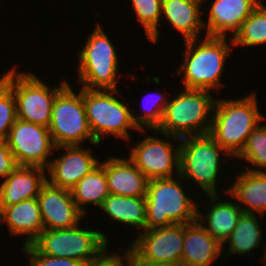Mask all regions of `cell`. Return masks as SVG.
I'll return each instance as SVG.
<instances>
[{"label":"cell","mask_w":266,"mask_h":266,"mask_svg":"<svg viewBox=\"0 0 266 266\" xmlns=\"http://www.w3.org/2000/svg\"><path fill=\"white\" fill-rule=\"evenodd\" d=\"M71 193L77 208L87 214L88 205L100 208L106 197L109 196L108 184L104 169V161L85 175L72 189Z\"/></svg>","instance_id":"26"},{"label":"cell","mask_w":266,"mask_h":266,"mask_svg":"<svg viewBox=\"0 0 266 266\" xmlns=\"http://www.w3.org/2000/svg\"><path fill=\"white\" fill-rule=\"evenodd\" d=\"M92 31L78 51V83L90 90H118L120 62L116 48L99 23Z\"/></svg>","instance_id":"6"},{"label":"cell","mask_w":266,"mask_h":266,"mask_svg":"<svg viewBox=\"0 0 266 266\" xmlns=\"http://www.w3.org/2000/svg\"><path fill=\"white\" fill-rule=\"evenodd\" d=\"M233 184L223 187L221 194L226 192L241 207L243 213L262 216L266 213V172L242 170L234 175ZM224 190V191H223ZM243 207V208H242Z\"/></svg>","instance_id":"21"},{"label":"cell","mask_w":266,"mask_h":266,"mask_svg":"<svg viewBox=\"0 0 266 266\" xmlns=\"http://www.w3.org/2000/svg\"><path fill=\"white\" fill-rule=\"evenodd\" d=\"M73 89L68 82L55 97L49 124L53 142L56 147L83 145L86 141L99 146L88 125L83 88L78 92Z\"/></svg>","instance_id":"9"},{"label":"cell","mask_w":266,"mask_h":266,"mask_svg":"<svg viewBox=\"0 0 266 266\" xmlns=\"http://www.w3.org/2000/svg\"><path fill=\"white\" fill-rule=\"evenodd\" d=\"M203 4L206 0H162V20H167L184 41L200 38L205 30Z\"/></svg>","instance_id":"22"},{"label":"cell","mask_w":266,"mask_h":266,"mask_svg":"<svg viewBox=\"0 0 266 266\" xmlns=\"http://www.w3.org/2000/svg\"><path fill=\"white\" fill-rule=\"evenodd\" d=\"M18 167L6 139L0 142V179H6Z\"/></svg>","instance_id":"34"},{"label":"cell","mask_w":266,"mask_h":266,"mask_svg":"<svg viewBox=\"0 0 266 266\" xmlns=\"http://www.w3.org/2000/svg\"><path fill=\"white\" fill-rule=\"evenodd\" d=\"M44 230L69 229L77 226L84 214L77 208L71 190L58 188L48 182L37 196Z\"/></svg>","instance_id":"15"},{"label":"cell","mask_w":266,"mask_h":266,"mask_svg":"<svg viewBox=\"0 0 266 266\" xmlns=\"http://www.w3.org/2000/svg\"><path fill=\"white\" fill-rule=\"evenodd\" d=\"M6 224L10 235L25 236L23 246L33 244L44 230L37 198L21 201L0 210V226Z\"/></svg>","instance_id":"19"},{"label":"cell","mask_w":266,"mask_h":266,"mask_svg":"<svg viewBox=\"0 0 266 266\" xmlns=\"http://www.w3.org/2000/svg\"><path fill=\"white\" fill-rule=\"evenodd\" d=\"M204 36L184 41L183 60L176 73L180 75L184 88L214 93L223 86L221 77L234 46L230 35Z\"/></svg>","instance_id":"1"},{"label":"cell","mask_w":266,"mask_h":266,"mask_svg":"<svg viewBox=\"0 0 266 266\" xmlns=\"http://www.w3.org/2000/svg\"><path fill=\"white\" fill-rule=\"evenodd\" d=\"M103 214L107 215L111 221L126 224L138 228L140 232L146 227V198L145 197H126L121 195L109 194L100 207Z\"/></svg>","instance_id":"24"},{"label":"cell","mask_w":266,"mask_h":266,"mask_svg":"<svg viewBox=\"0 0 266 266\" xmlns=\"http://www.w3.org/2000/svg\"><path fill=\"white\" fill-rule=\"evenodd\" d=\"M164 94L165 93L163 92H159V94L158 93L151 94V96L149 94H146L145 96L147 97L150 96V98L153 97L155 98H153L152 101L150 102L147 101L148 100L147 97H146L147 100L146 99L145 101L143 100L144 108L142 109L144 110L143 111L144 113L136 115L135 113H133L134 111L132 109V119L133 122L136 124V126L139 128V130H147V129L156 130L159 127L162 121L165 107L169 101L168 96ZM150 98L149 100H151ZM146 101L149 103V105Z\"/></svg>","instance_id":"30"},{"label":"cell","mask_w":266,"mask_h":266,"mask_svg":"<svg viewBox=\"0 0 266 266\" xmlns=\"http://www.w3.org/2000/svg\"><path fill=\"white\" fill-rule=\"evenodd\" d=\"M89 266H135V255L129 247L122 255L106 248Z\"/></svg>","instance_id":"33"},{"label":"cell","mask_w":266,"mask_h":266,"mask_svg":"<svg viewBox=\"0 0 266 266\" xmlns=\"http://www.w3.org/2000/svg\"><path fill=\"white\" fill-rule=\"evenodd\" d=\"M257 217L258 216L255 214H241L233 232L222 244V247L227 245L228 248H222V251L225 250V252L221 259H224V257L231 254L252 256L251 253L255 248H258V246L261 247V244L263 243V227H261L262 224Z\"/></svg>","instance_id":"25"},{"label":"cell","mask_w":266,"mask_h":266,"mask_svg":"<svg viewBox=\"0 0 266 266\" xmlns=\"http://www.w3.org/2000/svg\"><path fill=\"white\" fill-rule=\"evenodd\" d=\"M205 196H207L206 200L209 199L207 200L209 202L205 206L206 208L204 207L203 201L199 203L200 205H197L199 206L197 209L201 206V208L197 210V221L211 236L223 244L233 232L243 211L236 201H233L231 196L227 197L226 195V199L230 198L232 200H225V194ZM202 208L203 210H207L201 212Z\"/></svg>","instance_id":"17"},{"label":"cell","mask_w":266,"mask_h":266,"mask_svg":"<svg viewBox=\"0 0 266 266\" xmlns=\"http://www.w3.org/2000/svg\"><path fill=\"white\" fill-rule=\"evenodd\" d=\"M223 155L226 156L224 162L231 157L209 134L183 137L180 143L179 175L185 181L196 183L206 195L220 194L217 180L223 174Z\"/></svg>","instance_id":"5"},{"label":"cell","mask_w":266,"mask_h":266,"mask_svg":"<svg viewBox=\"0 0 266 266\" xmlns=\"http://www.w3.org/2000/svg\"><path fill=\"white\" fill-rule=\"evenodd\" d=\"M137 21L143 26L146 38L151 43L160 39L159 24L162 21V0H131Z\"/></svg>","instance_id":"29"},{"label":"cell","mask_w":266,"mask_h":266,"mask_svg":"<svg viewBox=\"0 0 266 266\" xmlns=\"http://www.w3.org/2000/svg\"><path fill=\"white\" fill-rule=\"evenodd\" d=\"M262 0H214L209 6L207 23L204 20L206 36L227 37L240 29Z\"/></svg>","instance_id":"16"},{"label":"cell","mask_w":266,"mask_h":266,"mask_svg":"<svg viewBox=\"0 0 266 266\" xmlns=\"http://www.w3.org/2000/svg\"><path fill=\"white\" fill-rule=\"evenodd\" d=\"M135 266H184V265L182 263H174V262L151 263V262L135 261Z\"/></svg>","instance_id":"35"},{"label":"cell","mask_w":266,"mask_h":266,"mask_svg":"<svg viewBox=\"0 0 266 266\" xmlns=\"http://www.w3.org/2000/svg\"><path fill=\"white\" fill-rule=\"evenodd\" d=\"M183 89L177 92L178 95H172L171 99L169 97L156 131L179 138L209 134L216 103L213 93L200 89Z\"/></svg>","instance_id":"4"},{"label":"cell","mask_w":266,"mask_h":266,"mask_svg":"<svg viewBox=\"0 0 266 266\" xmlns=\"http://www.w3.org/2000/svg\"><path fill=\"white\" fill-rule=\"evenodd\" d=\"M185 224H174L157 229H145L131 240L129 248L135 261L181 263Z\"/></svg>","instance_id":"13"},{"label":"cell","mask_w":266,"mask_h":266,"mask_svg":"<svg viewBox=\"0 0 266 266\" xmlns=\"http://www.w3.org/2000/svg\"><path fill=\"white\" fill-rule=\"evenodd\" d=\"M222 248V244L211 236L197 220L185 224L181 260L184 266H210L219 256L223 257Z\"/></svg>","instance_id":"23"},{"label":"cell","mask_w":266,"mask_h":266,"mask_svg":"<svg viewBox=\"0 0 266 266\" xmlns=\"http://www.w3.org/2000/svg\"><path fill=\"white\" fill-rule=\"evenodd\" d=\"M183 178L152 179L146 191V227L157 229L174 224H188L197 220L199 201L187 194ZM193 198V199H192Z\"/></svg>","instance_id":"3"},{"label":"cell","mask_w":266,"mask_h":266,"mask_svg":"<svg viewBox=\"0 0 266 266\" xmlns=\"http://www.w3.org/2000/svg\"><path fill=\"white\" fill-rule=\"evenodd\" d=\"M255 93L251 91L237 100L216 99L209 135L233 158L242 151L254 128L266 120Z\"/></svg>","instance_id":"2"},{"label":"cell","mask_w":266,"mask_h":266,"mask_svg":"<svg viewBox=\"0 0 266 266\" xmlns=\"http://www.w3.org/2000/svg\"><path fill=\"white\" fill-rule=\"evenodd\" d=\"M235 47H255L266 44V3L263 0L254 8L232 37Z\"/></svg>","instance_id":"27"},{"label":"cell","mask_w":266,"mask_h":266,"mask_svg":"<svg viewBox=\"0 0 266 266\" xmlns=\"http://www.w3.org/2000/svg\"><path fill=\"white\" fill-rule=\"evenodd\" d=\"M60 146L63 154L51 159L47 171V182L55 187L71 190L85 175L95 169L101 162L94 156L91 146Z\"/></svg>","instance_id":"14"},{"label":"cell","mask_w":266,"mask_h":266,"mask_svg":"<svg viewBox=\"0 0 266 266\" xmlns=\"http://www.w3.org/2000/svg\"><path fill=\"white\" fill-rule=\"evenodd\" d=\"M46 183V169L18 166L0 184V210L21 201L37 198Z\"/></svg>","instance_id":"18"},{"label":"cell","mask_w":266,"mask_h":266,"mask_svg":"<svg viewBox=\"0 0 266 266\" xmlns=\"http://www.w3.org/2000/svg\"><path fill=\"white\" fill-rule=\"evenodd\" d=\"M260 122L247 138L242 151L235 157L251 164L246 170L266 172V122Z\"/></svg>","instance_id":"28"},{"label":"cell","mask_w":266,"mask_h":266,"mask_svg":"<svg viewBox=\"0 0 266 266\" xmlns=\"http://www.w3.org/2000/svg\"><path fill=\"white\" fill-rule=\"evenodd\" d=\"M22 251L29 258V266H87L72 258L44 255L33 244L22 247Z\"/></svg>","instance_id":"32"},{"label":"cell","mask_w":266,"mask_h":266,"mask_svg":"<svg viewBox=\"0 0 266 266\" xmlns=\"http://www.w3.org/2000/svg\"><path fill=\"white\" fill-rule=\"evenodd\" d=\"M43 230L33 245L44 255L72 258L89 266L106 248L109 237L100 230L81 228Z\"/></svg>","instance_id":"10"},{"label":"cell","mask_w":266,"mask_h":266,"mask_svg":"<svg viewBox=\"0 0 266 266\" xmlns=\"http://www.w3.org/2000/svg\"><path fill=\"white\" fill-rule=\"evenodd\" d=\"M104 169L110 194L145 197L148 179L127 157L105 158Z\"/></svg>","instance_id":"20"},{"label":"cell","mask_w":266,"mask_h":266,"mask_svg":"<svg viewBox=\"0 0 266 266\" xmlns=\"http://www.w3.org/2000/svg\"><path fill=\"white\" fill-rule=\"evenodd\" d=\"M6 140L18 166L47 169L56 151L49 128L18 118Z\"/></svg>","instance_id":"12"},{"label":"cell","mask_w":266,"mask_h":266,"mask_svg":"<svg viewBox=\"0 0 266 266\" xmlns=\"http://www.w3.org/2000/svg\"><path fill=\"white\" fill-rule=\"evenodd\" d=\"M122 98L118 90L83 88V103L88 125L98 144H101V141L108 135L129 142L133 138L130 135V130L141 131V133L146 131L139 130L133 122L132 110L128 104L121 100Z\"/></svg>","instance_id":"7"},{"label":"cell","mask_w":266,"mask_h":266,"mask_svg":"<svg viewBox=\"0 0 266 266\" xmlns=\"http://www.w3.org/2000/svg\"><path fill=\"white\" fill-rule=\"evenodd\" d=\"M152 131L163 135L162 137L166 139L146 134V137L137 141L138 143L135 142L134 147L129 149L127 157L148 180L178 176L180 174L181 138L156 130ZM170 139L177 143L173 144Z\"/></svg>","instance_id":"11"},{"label":"cell","mask_w":266,"mask_h":266,"mask_svg":"<svg viewBox=\"0 0 266 266\" xmlns=\"http://www.w3.org/2000/svg\"><path fill=\"white\" fill-rule=\"evenodd\" d=\"M16 69L13 65L0 79L14 94L17 118L49 128L55 97L69 81L63 79L60 84L51 87L35 73L18 72Z\"/></svg>","instance_id":"8"},{"label":"cell","mask_w":266,"mask_h":266,"mask_svg":"<svg viewBox=\"0 0 266 266\" xmlns=\"http://www.w3.org/2000/svg\"><path fill=\"white\" fill-rule=\"evenodd\" d=\"M17 120L16 100L12 90L0 79V137L6 139Z\"/></svg>","instance_id":"31"}]
</instances>
